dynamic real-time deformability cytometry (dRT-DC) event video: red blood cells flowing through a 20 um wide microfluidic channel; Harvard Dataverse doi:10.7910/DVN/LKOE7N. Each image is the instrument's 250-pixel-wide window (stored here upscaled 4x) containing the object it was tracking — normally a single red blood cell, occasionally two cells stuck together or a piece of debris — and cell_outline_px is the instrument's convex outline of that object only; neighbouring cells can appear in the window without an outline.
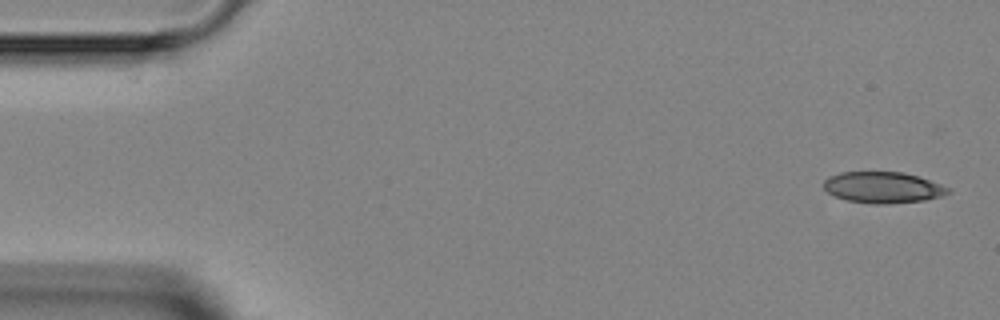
{"species": "Egyptian fruit bat (a non-hibernating species)", "species_latin": "Rousettus aegyptiacus", "temperature_condition": "room temperature", "stored_images_in_passage": 4, "camera_frame_rate_fps": 3000, "um_per_image_px": 0.085, "animal": {"sex": "female"}, "frame": {"image": 1, "passage_image": 1, "time_ms": 0.0, "image_size_px": [1000, 320], "cell_outline_px": [[952, 192], [940, 196], [924, 200], [888, 204], [872, 204], [848, 200], [836, 196], [828, 192], [824, 188], [824, 180], [828, 176], [840, 172], [904, 172], [952, 188]], "centroid_in_image_um": [75.05, 15.93], "position_along_channel_um": 9.9, "area_um2": 22.54}}
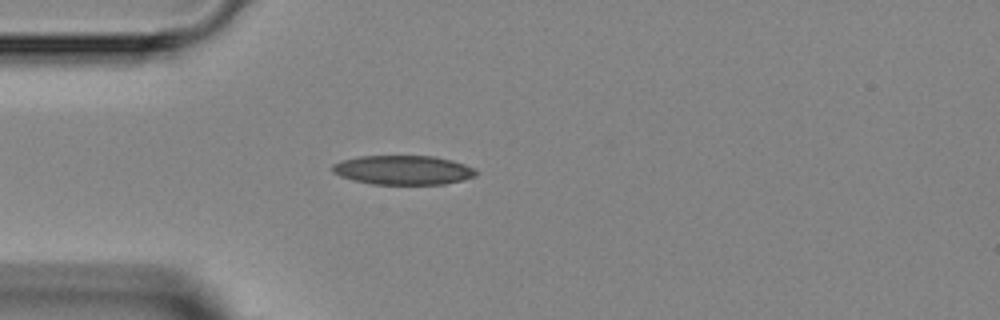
{"frame": {"image": 2, "passage_image": 4, "time_ms": 3.667, "image_size_px": [1000, 320], "cell_outline_px": [[480, 172], [476, 176], [464, 180], [444, 184], [372, 184], [352, 180], [340, 176], [332, 172], [332, 164], [340, 160], [360, 156], [436, 156], [452, 160], [476, 168]], "centroid_in_image_um": [34.29, 14.45], "position_along_channel_um": 50.7, "area_um2": 24.8}}